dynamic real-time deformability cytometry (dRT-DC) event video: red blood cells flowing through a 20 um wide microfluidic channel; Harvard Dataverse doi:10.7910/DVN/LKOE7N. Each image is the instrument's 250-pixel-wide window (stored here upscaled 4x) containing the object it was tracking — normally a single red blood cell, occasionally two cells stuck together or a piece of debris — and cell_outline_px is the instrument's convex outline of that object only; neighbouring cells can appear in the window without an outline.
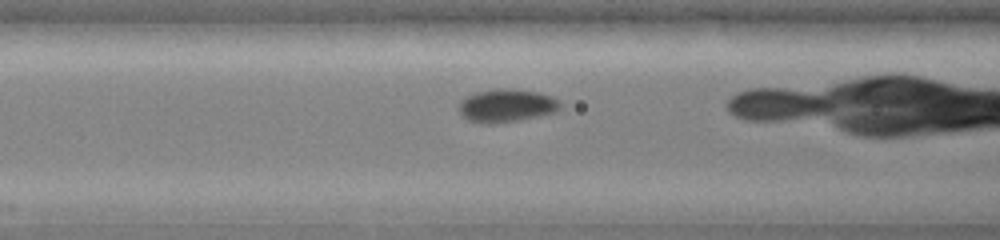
{"species": "common noctule bat (a hibernating species)", "species_latin": "Nyctalus noctula", "temperature_condition": "warm", "stored_images_in_passage": 34, "camera_frame_rate_fps": 3000, "um_per_image_px": 0.085, "animal": {"sex": "female", "body_mass_g": 19.0, "forearm_length_mm": 51.5}, "frame": {"image": 1, "passage_image": 10, "time_ms": 3.0, "image_size_px": [1000, 240], "cell_outline_px": [[560, 108], [556, 112], [520, 120], [496, 124], [480, 124], [468, 120], [460, 112], [460, 100], [464, 96], [476, 92], [496, 88], [512, 88], [536, 92], [552, 96], [560, 100]], "centroid_in_image_um": [43.05, 8.98], "position_along_channel_um": 123.6, "area_um2": 19.83}}
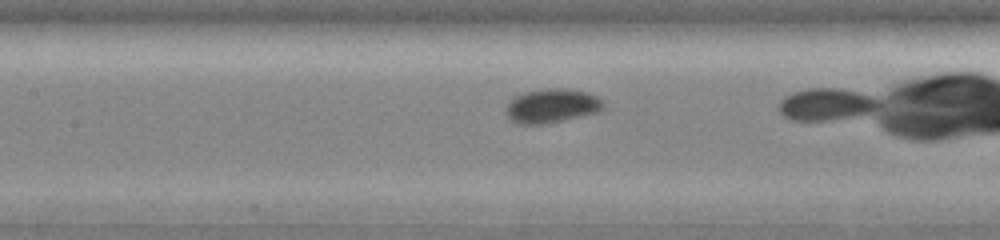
{"frame": {"image": 2, "passage_image": 13, "time_ms": 4.0, "image_size_px": [1000, 240], "cell_outline_px": [[604, 108], [600, 112], [548, 124], [516, 124], [504, 112], [504, 108], [508, 100], [524, 92], [544, 88], [568, 88], [588, 92], [604, 100]], "centroid_in_image_um": [46.91, 8.99], "position_along_channel_um": 160.5, "area_um2": 19.94}}
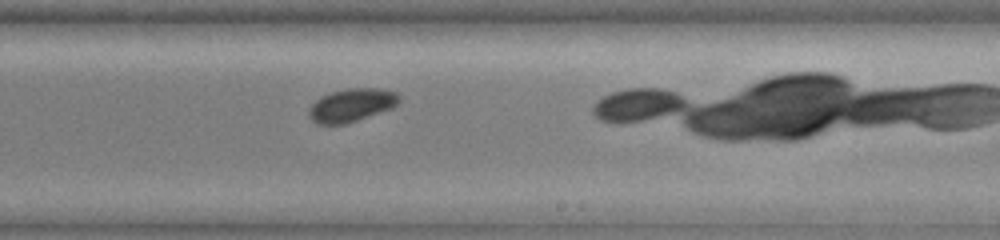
{"frame": {"image": 3, "passage_image": 21, "time_ms": 6.667, "image_size_px": [1000, 240], "cell_outline_px": [[400, 100], [392, 108], [348, 124], [316, 124], [308, 116], [308, 108], [320, 96], [332, 92], [348, 88], [376, 88], [396, 92], [400, 96]], "centroid_in_image_um": [29.86, 8.95], "position_along_channel_um": 259.1, "area_um2": 17.57}}